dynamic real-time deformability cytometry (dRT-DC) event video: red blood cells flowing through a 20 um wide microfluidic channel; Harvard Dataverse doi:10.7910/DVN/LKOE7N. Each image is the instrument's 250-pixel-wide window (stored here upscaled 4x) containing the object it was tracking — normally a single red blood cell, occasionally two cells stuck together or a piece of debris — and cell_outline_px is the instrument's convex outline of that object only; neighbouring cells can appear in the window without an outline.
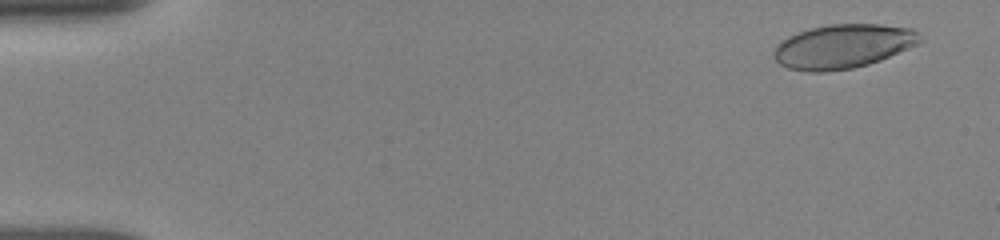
{"species": "human", "species_latin": "Homo sapiens", "temperature_condition": "room temperature", "stored_images_in_passage": 35, "camera_frame_rate_fps": 3000, "um_per_image_px": 0.085, "donor": {"sex": "female"}, "frame": {"image": 1, "passage_image": 5, "time_ms": 0.667, "image_size_px": [1000, 240], "cell_outline_px": [[924, 40], [908, 48], [880, 60], [868, 64], [852, 68], [824, 72], [808, 72], [788, 68], [780, 64], [772, 56], [772, 52], [788, 36], [812, 28], [828, 24], [880, 24], [912, 28]], "centroid_in_image_um": [71.65, 3.94], "position_along_channel_um": 13.3, "area_um2": 37.28}}
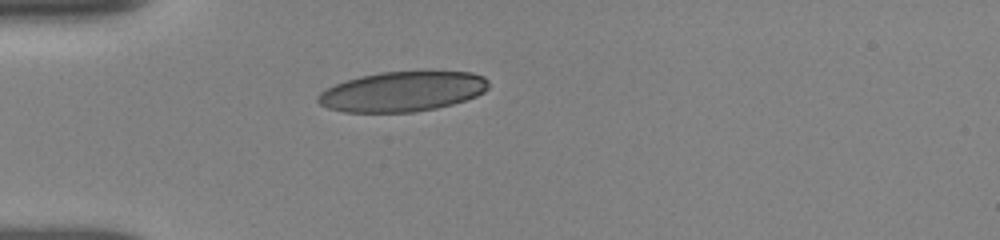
{"frame": {"image": 2, "passage_image": 25, "time_ms": 4.667, "image_size_px": [1000, 240], "cell_outline_px": [[488, 88], [484, 92], [476, 96], [452, 104], [436, 108], [412, 112], [344, 112], [328, 108], [320, 104], [316, 100], [316, 96], [324, 88], [360, 76], [380, 72], [472, 72], [484, 76], [488, 80]], "centroid_in_image_um": [34.18, 7.78], "position_along_channel_um": 50.8, "area_um2": 39.65}}
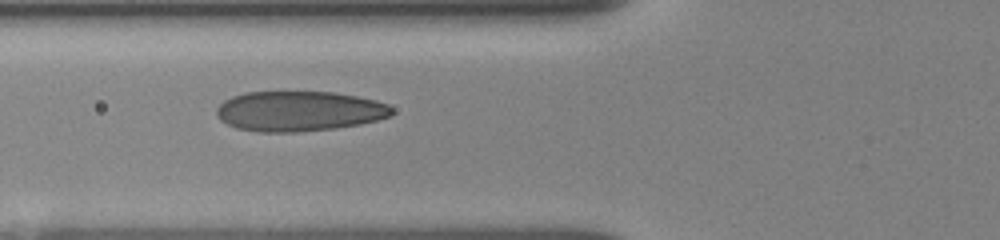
{"frame": {"image": 3, "passage_image": 34, "time_ms": 6.333, "image_size_px": [1000, 240], "cell_outline_px": [[392, 116], [360, 124], [336, 128], [296, 132], [260, 132], [236, 128], [220, 120], [216, 116], [216, 108], [224, 100], [232, 96], [248, 92], [332, 92], [356, 96], [376, 100], [388, 104], [392, 108]], "centroid_in_image_um": [25.41, 9.45], "position_along_channel_um": 100.4, "area_um2": 41.04}}